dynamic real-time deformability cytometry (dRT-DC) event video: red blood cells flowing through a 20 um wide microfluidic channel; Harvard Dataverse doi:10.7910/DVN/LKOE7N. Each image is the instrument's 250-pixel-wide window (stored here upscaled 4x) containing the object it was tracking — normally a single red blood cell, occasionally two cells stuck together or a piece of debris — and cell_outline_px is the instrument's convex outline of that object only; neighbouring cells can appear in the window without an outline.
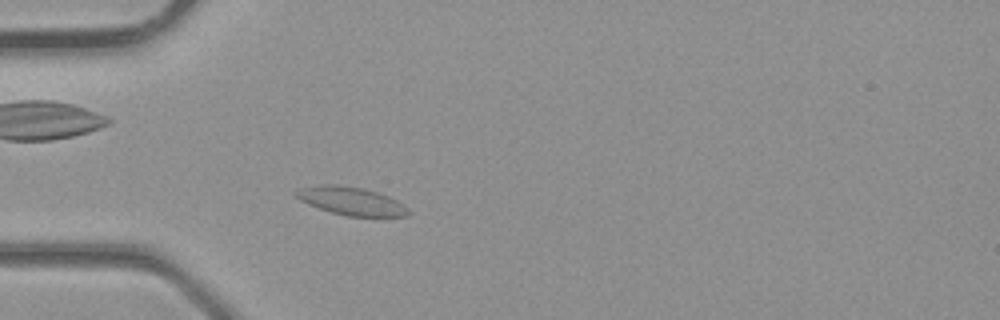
{"species": "common noctule bat (a hibernating species)", "species_latin": "Nyctalus noctula", "temperature_condition": "room temperature", "stored_images_in_passage": 1, "camera_frame_rate_fps": 3000, "um_per_image_px": 0.085, "animal": {"sex": "male", "body_mass_g": 23.1, "forearm_length_mm": 52.7}, "frame": {"image": 1, "passage_image": 1, "time_ms": 0.0, "image_size_px": [1000, 320], "cell_outline_px": [[412, 212], [408, 216], [348, 216], [332, 212], [308, 204], [300, 200], [292, 192], [300, 188], [320, 184], [336, 184], [360, 188], [376, 192], [388, 196], [404, 204]], "centroid_in_image_um": [29.85, 17.08], "position_along_channel_um": 55.1, "area_um2": 18.32}}